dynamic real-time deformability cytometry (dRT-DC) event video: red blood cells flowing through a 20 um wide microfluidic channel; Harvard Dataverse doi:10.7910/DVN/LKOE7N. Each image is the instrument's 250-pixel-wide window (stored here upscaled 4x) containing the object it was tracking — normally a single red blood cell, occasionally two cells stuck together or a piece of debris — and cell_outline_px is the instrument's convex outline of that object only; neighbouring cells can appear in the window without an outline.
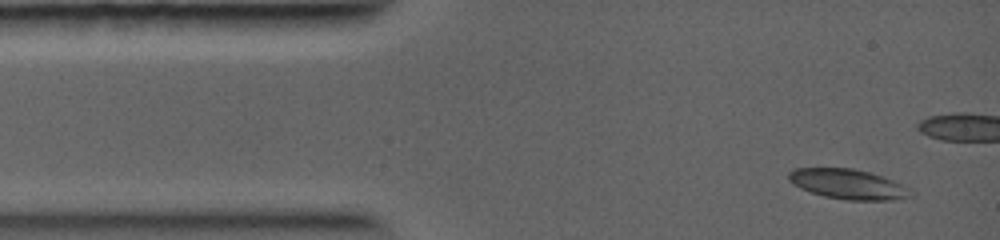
{"species": "common noctule bat (a hibernating species)", "species_latin": "Nyctalus noctula", "temperature_condition": "warm", "stored_images_in_passage": 19, "camera_frame_rate_fps": 5000, "um_per_image_px": 0.085, "animal": {"sex": "female", "body_mass_g": 19.0, "forearm_length_mm": 56.7}, "frame": {"image": 1, "passage_image": 1, "time_ms": 0.0, "image_size_px": [1000, 240], "cell_outline_px": [[908, 196], [892, 200], [848, 200], [824, 196], [800, 188], [792, 184], [788, 180], [788, 172], [792, 168], [852, 168], [868, 172], [892, 180], [908, 188]], "centroid_in_image_um": [71.97, 15.64], "position_along_channel_um": 13.0, "area_um2": 20.92}}